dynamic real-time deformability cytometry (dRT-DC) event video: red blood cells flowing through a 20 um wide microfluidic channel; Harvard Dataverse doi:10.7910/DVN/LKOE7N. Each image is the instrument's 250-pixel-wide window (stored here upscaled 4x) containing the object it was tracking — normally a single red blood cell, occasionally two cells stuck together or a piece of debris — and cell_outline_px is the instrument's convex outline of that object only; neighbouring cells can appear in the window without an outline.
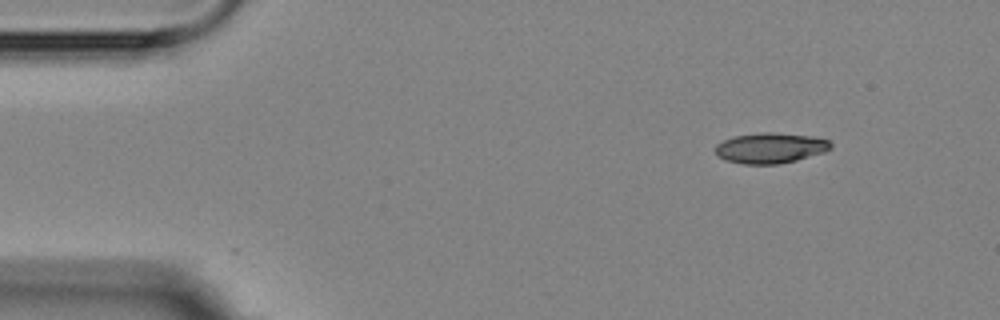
{"species": "Egyptian fruit bat (a non-hibernating species)", "species_latin": "Rousettus aegyptiacus", "temperature_condition": "room temperature", "stored_images_in_passage": 6, "camera_frame_rate_fps": 3000, "um_per_image_px": 0.085, "animal": {"sex": "female"}, "frame": {"image": 1, "passage_image": 1, "time_ms": 0.0, "image_size_px": [1000, 320], "cell_outline_px": [[832, 148], [824, 152], [796, 160], [776, 164], [744, 164], [724, 160], [716, 152], [716, 144], [732, 136], [764, 132], [772, 132], [812, 136], [828, 140], [832, 144]], "centroid_in_image_um": [65.48, 12.57], "position_along_channel_um": 19.5, "area_um2": 20.4}}
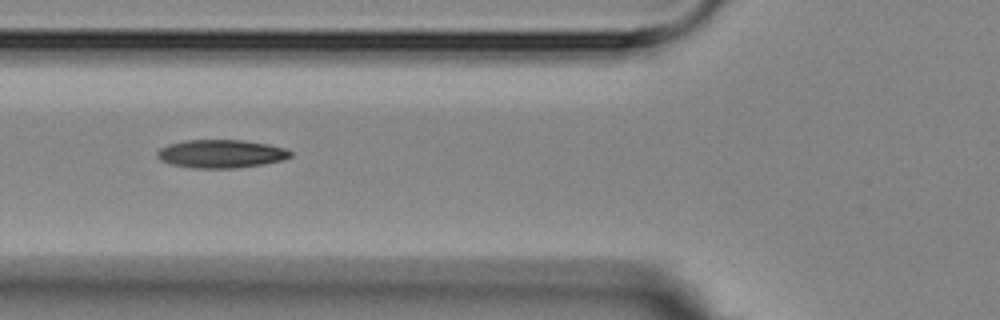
{"frame": {"image": 2, "passage_image": 5, "time_ms": 4.667, "image_size_px": [1000, 320], "cell_outline_px": [[292, 156], [280, 160], [264, 164], [236, 168], [192, 168], [172, 164], [160, 160], [156, 156], [156, 152], [160, 148], [168, 144], [184, 140], [244, 140], [268, 144], [284, 148], [292, 152]], "centroid_in_image_um": [18.76, 13.07], "position_along_channel_um": 107.0, "area_um2": 21.96}}
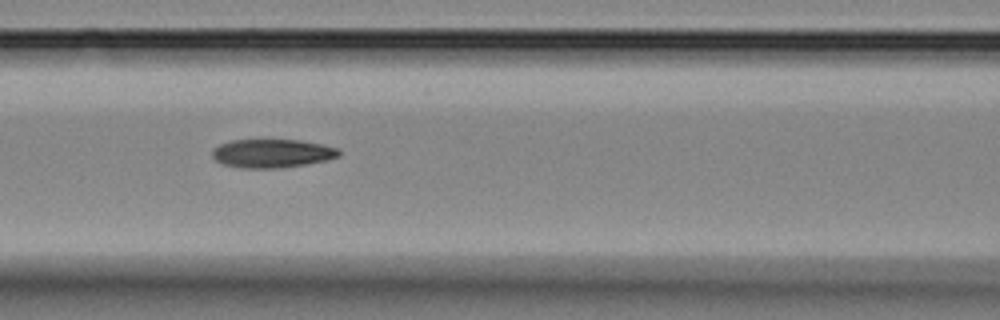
{"frame": {"image": 3, "passage_image": 6, "time_ms": 5.667, "image_size_px": [1000, 320], "cell_outline_px": [[340, 156], [324, 160], [304, 164], [280, 168], [240, 168], [224, 164], [216, 160], [212, 156], [212, 148], [220, 144], [232, 140], [260, 136], [300, 140], [320, 144], [336, 148], [340, 152]], "centroid_in_image_um": [23.05, 12.98], "position_along_channel_um": 143.5, "area_um2": 21.85}}